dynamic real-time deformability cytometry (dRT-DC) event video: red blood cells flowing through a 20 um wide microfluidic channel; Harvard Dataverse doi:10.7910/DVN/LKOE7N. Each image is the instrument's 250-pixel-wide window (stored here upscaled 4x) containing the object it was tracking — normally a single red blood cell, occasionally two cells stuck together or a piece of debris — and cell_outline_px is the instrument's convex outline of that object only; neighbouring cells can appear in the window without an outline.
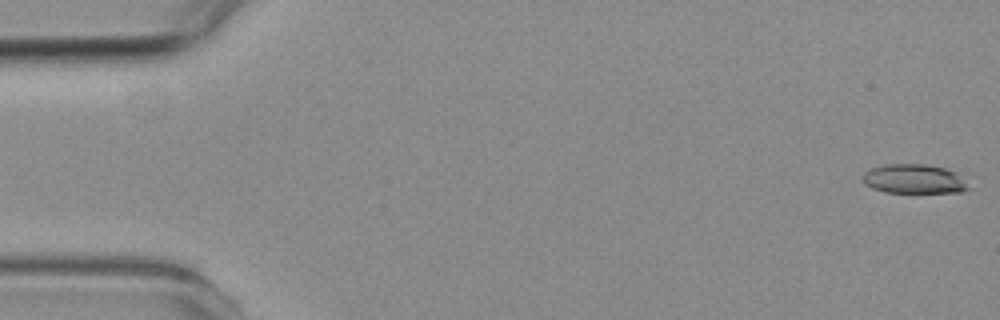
{"species": "common noctule bat (a hibernating species)", "species_latin": "Nyctalus noctula", "temperature_condition": "room temperature", "stored_images_in_passage": 5, "camera_frame_rate_fps": 3000, "um_per_image_px": 0.085, "animal": {"sex": "female", "body_mass_g": 19.3, "forearm_length_mm": 54.1}, "frame": {"image": 1, "passage_image": 1, "time_ms": 0.0, "image_size_px": [1000, 320], "cell_outline_px": [[968, 188], [960, 192], [884, 192], [872, 188], [864, 184], [864, 172], [872, 168], [884, 164], [924, 164], [944, 168], [956, 172]], "centroid_in_image_um": [77.63, 15.2], "position_along_channel_um": 7.4, "area_um2": 17.69}}
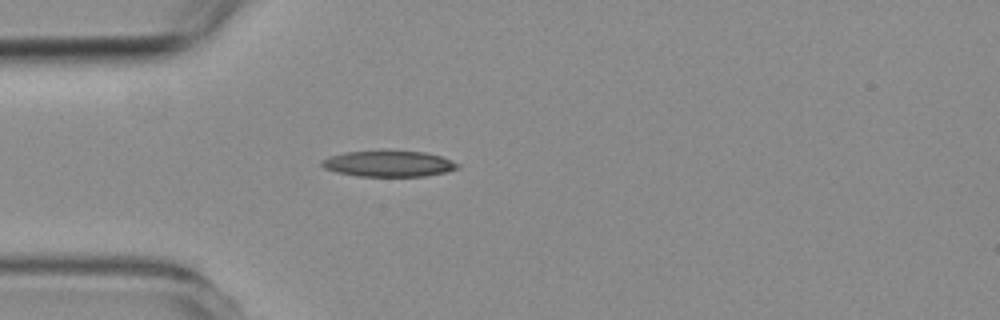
{"frame": {"image": 2, "passage_image": 5, "time_ms": 4.667, "image_size_px": [1000, 320], "cell_outline_px": [[460, 168], [444, 172], [424, 176], [360, 176], [336, 172], [324, 168], [320, 164], [320, 160], [344, 152], [380, 148], [388, 148], [424, 152], [440, 156], [460, 164]], "centroid_in_image_um": [33.01, 13.86], "position_along_channel_um": 52.0, "area_um2": 21.33}}